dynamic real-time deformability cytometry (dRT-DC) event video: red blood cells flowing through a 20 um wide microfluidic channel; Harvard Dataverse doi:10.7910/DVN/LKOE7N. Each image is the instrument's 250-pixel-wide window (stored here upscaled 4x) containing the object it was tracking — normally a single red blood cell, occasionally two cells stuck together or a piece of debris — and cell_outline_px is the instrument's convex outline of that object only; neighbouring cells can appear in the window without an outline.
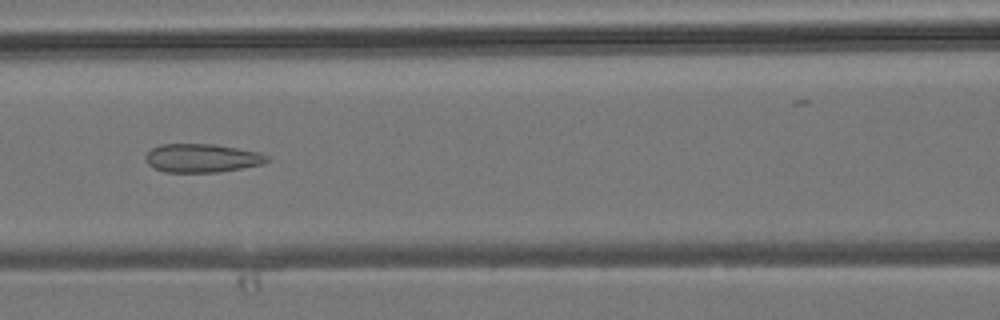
{"species": "common noctule bat (a hibernating species)", "species_latin": "Nyctalus noctula", "temperature_condition": "room temperature", "stored_images_in_passage": 7, "camera_frame_rate_fps": 3000, "um_per_image_px": 0.085, "animal": {"sex": "male", "body_mass_g": 19.2, "forearm_length_mm": 51.8}, "frame": {"image": 1, "passage_image": 7, "time_ms": 6.667, "image_size_px": [1000, 320], "cell_outline_px": [[272, 160], [264, 164], [220, 172], [164, 172], [148, 164], [144, 156], [152, 148], [160, 144], [216, 144], [260, 152], [268, 156]], "centroid_in_image_um": [17.22, 13.43], "position_along_channel_um": 149.4, "area_um2": 20.4}}